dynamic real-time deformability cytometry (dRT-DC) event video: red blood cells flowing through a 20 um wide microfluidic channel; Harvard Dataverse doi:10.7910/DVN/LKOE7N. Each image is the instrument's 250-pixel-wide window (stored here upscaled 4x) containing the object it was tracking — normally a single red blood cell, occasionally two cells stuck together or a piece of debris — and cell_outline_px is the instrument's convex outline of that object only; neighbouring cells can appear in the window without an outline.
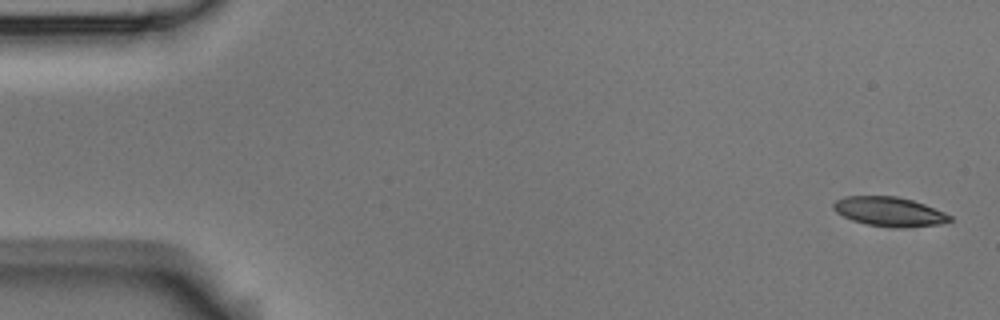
{"species": "Egyptian fruit bat (a non-hibernating species)", "species_latin": "Rousettus aegyptiacus", "temperature_condition": "room temperature", "stored_images_in_passage": 4, "camera_frame_rate_fps": 3000, "um_per_image_px": 0.085, "animal": {"sex": "male"}, "frame": {"image": 1, "passage_image": 1, "time_ms": 0.0, "image_size_px": [1000, 320], "cell_outline_px": [[952, 220], [940, 224], [900, 228], [896, 228], [868, 224], [852, 220], [836, 212], [832, 208], [832, 204], [836, 200], [844, 196], [896, 196], [912, 200], [924, 204], [944, 212], [952, 216]], "centroid_in_image_um": [75.58, 17.98], "position_along_channel_um": 9.4, "area_um2": 19.83}}
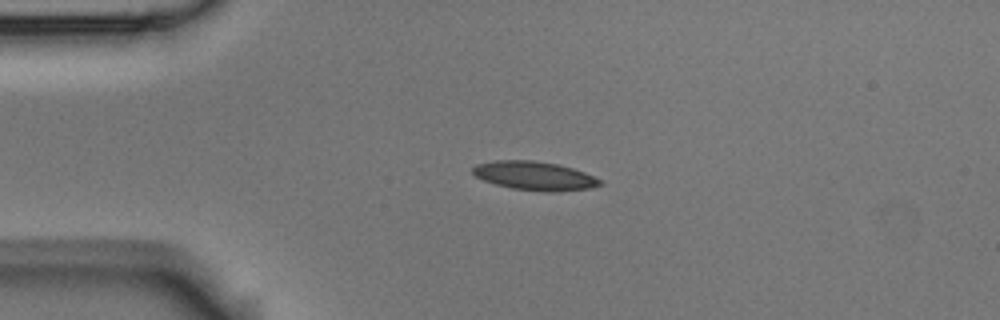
{"frame": {"image": 2, "passage_image": 3, "time_ms": 0.667, "image_size_px": [1000, 320], "cell_outline_px": [[604, 184], [588, 188], [556, 192], [544, 192], [512, 188], [496, 184], [484, 180], [476, 176], [472, 172], [472, 168], [476, 164], [496, 160], [532, 160], [556, 164], [572, 168], [584, 172], [604, 180]], "centroid_in_image_um": [45.46, 14.95], "position_along_channel_um": 39.5, "area_um2": 21.33}}